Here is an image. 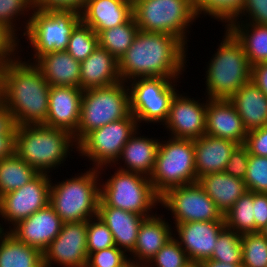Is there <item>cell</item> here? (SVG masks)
Instances as JSON below:
<instances>
[{
	"mask_svg": "<svg viewBox=\"0 0 267 267\" xmlns=\"http://www.w3.org/2000/svg\"><path fill=\"white\" fill-rule=\"evenodd\" d=\"M188 49L173 35L139 30L119 59L120 78L126 83L145 77L181 79L187 69Z\"/></svg>",
	"mask_w": 267,
	"mask_h": 267,
	"instance_id": "obj_1",
	"label": "cell"
},
{
	"mask_svg": "<svg viewBox=\"0 0 267 267\" xmlns=\"http://www.w3.org/2000/svg\"><path fill=\"white\" fill-rule=\"evenodd\" d=\"M24 60V61H23ZM21 56L4 65L0 99L19 125H39L47 120L49 91L40 68Z\"/></svg>",
	"mask_w": 267,
	"mask_h": 267,
	"instance_id": "obj_2",
	"label": "cell"
},
{
	"mask_svg": "<svg viewBox=\"0 0 267 267\" xmlns=\"http://www.w3.org/2000/svg\"><path fill=\"white\" fill-rule=\"evenodd\" d=\"M73 149L78 152V143L66 130L43 124L16 128L15 153L38 173L49 174L60 169L72 151L75 152Z\"/></svg>",
	"mask_w": 267,
	"mask_h": 267,
	"instance_id": "obj_3",
	"label": "cell"
},
{
	"mask_svg": "<svg viewBox=\"0 0 267 267\" xmlns=\"http://www.w3.org/2000/svg\"><path fill=\"white\" fill-rule=\"evenodd\" d=\"M218 48L206 65L205 93L209 99H230L251 80L252 66L241 43L225 28Z\"/></svg>",
	"mask_w": 267,
	"mask_h": 267,
	"instance_id": "obj_4",
	"label": "cell"
},
{
	"mask_svg": "<svg viewBox=\"0 0 267 267\" xmlns=\"http://www.w3.org/2000/svg\"><path fill=\"white\" fill-rule=\"evenodd\" d=\"M99 176L98 168L91 167L66 180H51L49 204L64 223L88 221L97 216L100 201Z\"/></svg>",
	"mask_w": 267,
	"mask_h": 267,
	"instance_id": "obj_5",
	"label": "cell"
},
{
	"mask_svg": "<svg viewBox=\"0 0 267 267\" xmlns=\"http://www.w3.org/2000/svg\"><path fill=\"white\" fill-rule=\"evenodd\" d=\"M132 15L139 30L173 35L187 48L189 29L198 19L193 0H134Z\"/></svg>",
	"mask_w": 267,
	"mask_h": 267,
	"instance_id": "obj_6",
	"label": "cell"
},
{
	"mask_svg": "<svg viewBox=\"0 0 267 267\" xmlns=\"http://www.w3.org/2000/svg\"><path fill=\"white\" fill-rule=\"evenodd\" d=\"M110 175L105 181L100 175L102 181L98 206L120 208L146 218L155 214L153 210L160 206V197L154 192L149 177L117 167L114 174Z\"/></svg>",
	"mask_w": 267,
	"mask_h": 267,
	"instance_id": "obj_7",
	"label": "cell"
},
{
	"mask_svg": "<svg viewBox=\"0 0 267 267\" xmlns=\"http://www.w3.org/2000/svg\"><path fill=\"white\" fill-rule=\"evenodd\" d=\"M154 192L161 197L168 190L198 181L193 139L160 140L155 167L149 177Z\"/></svg>",
	"mask_w": 267,
	"mask_h": 267,
	"instance_id": "obj_8",
	"label": "cell"
},
{
	"mask_svg": "<svg viewBox=\"0 0 267 267\" xmlns=\"http://www.w3.org/2000/svg\"><path fill=\"white\" fill-rule=\"evenodd\" d=\"M81 22L76 10L32 9L29 25L23 37L32 48L29 62L35 63L49 52L64 51L68 47L72 31ZM33 59V60H32Z\"/></svg>",
	"mask_w": 267,
	"mask_h": 267,
	"instance_id": "obj_9",
	"label": "cell"
},
{
	"mask_svg": "<svg viewBox=\"0 0 267 267\" xmlns=\"http://www.w3.org/2000/svg\"><path fill=\"white\" fill-rule=\"evenodd\" d=\"M129 113V89L126 82L85 90L74 138L79 143L92 130L125 118Z\"/></svg>",
	"mask_w": 267,
	"mask_h": 267,
	"instance_id": "obj_10",
	"label": "cell"
},
{
	"mask_svg": "<svg viewBox=\"0 0 267 267\" xmlns=\"http://www.w3.org/2000/svg\"><path fill=\"white\" fill-rule=\"evenodd\" d=\"M178 80V81H177ZM181 79L165 77L136 78L127 82L130 112L140 123L163 125L169 115L170 103Z\"/></svg>",
	"mask_w": 267,
	"mask_h": 267,
	"instance_id": "obj_11",
	"label": "cell"
},
{
	"mask_svg": "<svg viewBox=\"0 0 267 267\" xmlns=\"http://www.w3.org/2000/svg\"><path fill=\"white\" fill-rule=\"evenodd\" d=\"M141 127L130 112L125 118L108 123L89 132L78 143V156L88 159L93 168L113 165L122 148Z\"/></svg>",
	"mask_w": 267,
	"mask_h": 267,
	"instance_id": "obj_12",
	"label": "cell"
},
{
	"mask_svg": "<svg viewBox=\"0 0 267 267\" xmlns=\"http://www.w3.org/2000/svg\"><path fill=\"white\" fill-rule=\"evenodd\" d=\"M160 205L171 212L173 224L224 221L222 213L198 182L168 190L160 197Z\"/></svg>",
	"mask_w": 267,
	"mask_h": 267,
	"instance_id": "obj_13",
	"label": "cell"
},
{
	"mask_svg": "<svg viewBox=\"0 0 267 267\" xmlns=\"http://www.w3.org/2000/svg\"><path fill=\"white\" fill-rule=\"evenodd\" d=\"M52 174L39 173L29 183L0 197L1 222L9 224L5 229L0 223V231H9L18 222L46 207L50 200Z\"/></svg>",
	"mask_w": 267,
	"mask_h": 267,
	"instance_id": "obj_14",
	"label": "cell"
},
{
	"mask_svg": "<svg viewBox=\"0 0 267 267\" xmlns=\"http://www.w3.org/2000/svg\"><path fill=\"white\" fill-rule=\"evenodd\" d=\"M87 221L63 223L61 232L43 251L44 267H86Z\"/></svg>",
	"mask_w": 267,
	"mask_h": 267,
	"instance_id": "obj_15",
	"label": "cell"
},
{
	"mask_svg": "<svg viewBox=\"0 0 267 267\" xmlns=\"http://www.w3.org/2000/svg\"><path fill=\"white\" fill-rule=\"evenodd\" d=\"M178 90L170 103L169 115L163 127L169 131L170 137L198 139L206 132V110L208 98L195 99L186 92ZM200 101V102H199Z\"/></svg>",
	"mask_w": 267,
	"mask_h": 267,
	"instance_id": "obj_16",
	"label": "cell"
},
{
	"mask_svg": "<svg viewBox=\"0 0 267 267\" xmlns=\"http://www.w3.org/2000/svg\"><path fill=\"white\" fill-rule=\"evenodd\" d=\"M225 221H193L173 225V236L179 241L191 264L210 259Z\"/></svg>",
	"mask_w": 267,
	"mask_h": 267,
	"instance_id": "obj_17",
	"label": "cell"
},
{
	"mask_svg": "<svg viewBox=\"0 0 267 267\" xmlns=\"http://www.w3.org/2000/svg\"><path fill=\"white\" fill-rule=\"evenodd\" d=\"M63 223L54 208L48 204L18 222L8 232L18 241L43 252L61 232Z\"/></svg>",
	"mask_w": 267,
	"mask_h": 267,
	"instance_id": "obj_18",
	"label": "cell"
},
{
	"mask_svg": "<svg viewBox=\"0 0 267 267\" xmlns=\"http://www.w3.org/2000/svg\"><path fill=\"white\" fill-rule=\"evenodd\" d=\"M82 93L83 90L77 87L51 86L47 120L43 125L74 135L80 120Z\"/></svg>",
	"mask_w": 267,
	"mask_h": 267,
	"instance_id": "obj_19",
	"label": "cell"
},
{
	"mask_svg": "<svg viewBox=\"0 0 267 267\" xmlns=\"http://www.w3.org/2000/svg\"><path fill=\"white\" fill-rule=\"evenodd\" d=\"M206 132L213 137L245 144L248 131L229 99H209L206 110Z\"/></svg>",
	"mask_w": 267,
	"mask_h": 267,
	"instance_id": "obj_20",
	"label": "cell"
},
{
	"mask_svg": "<svg viewBox=\"0 0 267 267\" xmlns=\"http://www.w3.org/2000/svg\"><path fill=\"white\" fill-rule=\"evenodd\" d=\"M159 142L160 139L156 137L150 138L149 136L141 135L140 129L138 128L122 148V152L116 162L113 165L98 168L100 175L106 172L107 167L111 169V167H116L121 164L118 167L120 170L150 177L155 167Z\"/></svg>",
	"mask_w": 267,
	"mask_h": 267,
	"instance_id": "obj_21",
	"label": "cell"
},
{
	"mask_svg": "<svg viewBox=\"0 0 267 267\" xmlns=\"http://www.w3.org/2000/svg\"><path fill=\"white\" fill-rule=\"evenodd\" d=\"M163 216L155 212L142 221L134 249L129 254V259L135 264L145 266L173 236L172 221L169 224Z\"/></svg>",
	"mask_w": 267,
	"mask_h": 267,
	"instance_id": "obj_22",
	"label": "cell"
},
{
	"mask_svg": "<svg viewBox=\"0 0 267 267\" xmlns=\"http://www.w3.org/2000/svg\"><path fill=\"white\" fill-rule=\"evenodd\" d=\"M121 81L119 61L99 45L84 61L80 62V88L83 91Z\"/></svg>",
	"mask_w": 267,
	"mask_h": 267,
	"instance_id": "obj_23",
	"label": "cell"
},
{
	"mask_svg": "<svg viewBox=\"0 0 267 267\" xmlns=\"http://www.w3.org/2000/svg\"><path fill=\"white\" fill-rule=\"evenodd\" d=\"M81 21L98 35L102 30L125 23L132 16L129 0H88L82 9Z\"/></svg>",
	"mask_w": 267,
	"mask_h": 267,
	"instance_id": "obj_24",
	"label": "cell"
},
{
	"mask_svg": "<svg viewBox=\"0 0 267 267\" xmlns=\"http://www.w3.org/2000/svg\"><path fill=\"white\" fill-rule=\"evenodd\" d=\"M238 144L208 134L194 139L195 169L197 179L215 172H223L231 152Z\"/></svg>",
	"mask_w": 267,
	"mask_h": 267,
	"instance_id": "obj_25",
	"label": "cell"
},
{
	"mask_svg": "<svg viewBox=\"0 0 267 267\" xmlns=\"http://www.w3.org/2000/svg\"><path fill=\"white\" fill-rule=\"evenodd\" d=\"M97 216L111 231L115 246L129 255L134 249L139 227L146 217L111 206H98Z\"/></svg>",
	"mask_w": 267,
	"mask_h": 267,
	"instance_id": "obj_26",
	"label": "cell"
},
{
	"mask_svg": "<svg viewBox=\"0 0 267 267\" xmlns=\"http://www.w3.org/2000/svg\"><path fill=\"white\" fill-rule=\"evenodd\" d=\"M229 100L247 131L267 126V96L252 80L239 88Z\"/></svg>",
	"mask_w": 267,
	"mask_h": 267,
	"instance_id": "obj_27",
	"label": "cell"
},
{
	"mask_svg": "<svg viewBox=\"0 0 267 267\" xmlns=\"http://www.w3.org/2000/svg\"><path fill=\"white\" fill-rule=\"evenodd\" d=\"M197 182L223 216L237 199L248 191L243 179L233 177L224 171L204 175Z\"/></svg>",
	"mask_w": 267,
	"mask_h": 267,
	"instance_id": "obj_28",
	"label": "cell"
},
{
	"mask_svg": "<svg viewBox=\"0 0 267 267\" xmlns=\"http://www.w3.org/2000/svg\"><path fill=\"white\" fill-rule=\"evenodd\" d=\"M35 64L50 86L80 88V62L66 50L49 52L41 56Z\"/></svg>",
	"mask_w": 267,
	"mask_h": 267,
	"instance_id": "obj_29",
	"label": "cell"
},
{
	"mask_svg": "<svg viewBox=\"0 0 267 267\" xmlns=\"http://www.w3.org/2000/svg\"><path fill=\"white\" fill-rule=\"evenodd\" d=\"M227 29L243 46L251 66L267 62V25L232 22Z\"/></svg>",
	"mask_w": 267,
	"mask_h": 267,
	"instance_id": "obj_30",
	"label": "cell"
},
{
	"mask_svg": "<svg viewBox=\"0 0 267 267\" xmlns=\"http://www.w3.org/2000/svg\"><path fill=\"white\" fill-rule=\"evenodd\" d=\"M0 267H44L43 252L0 231Z\"/></svg>",
	"mask_w": 267,
	"mask_h": 267,
	"instance_id": "obj_31",
	"label": "cell"
},
{
	"mask_svg": "<svg viewBox=\"0 0 267 267\" xmlns=\"http://www.w3.org/2000/svg\"><path fill=\"white\" fill-rule=\"evenodd\" d=\"M39 173L16 153L0 160V197L29 183Z\"/></svg>",
	"mask_w": 267,
	"mask_h": 267,
	"instance_id": "obj_32",
	"label": "cell"
},
{
	"mask_svg": "<svg viewBox=\"0 0 267 267\" xmlns=\"http://www.w3.org/2000/svg\"><path fill=\"white\" fill-rule=\"evenodd\" d=\"M138 31L139 27L132 15L125 23L102 30L98 34L99 46L119 61L133 43Z\"/></svg>",
	"mask_w": 267,
	"mask_h": 267,
	"instance_id": "obj_33",
	"label": "cell"
},
{
	"mask_svg": "<svg viewBox=\"0 0 267 267\" xmlns=\"http://www.w3.org/2000/svg\"><path fill=\"white\" fill-rule=\"evenodd\" d=\"M197 18L208 17L227 28L241 13L245 0H193Z\"/></svg>",
	"mask_w": 267,
	"mask_h": 267,
	"instance_id": "obj_34",
	"label": "cell"
},
{
	"mask_svg": "<svg viewBox=\"0 0 267 267\" xmlns=\"http://www.w3.org/2000/svg\"><path fill=\"white\" fill-rule=\"evenodd\" d=\"M223 217L226 228L241 235L244 233H255L253 192L247 191L239 197Z\"/></svg>",
	"mask_w": 267,
	"mask_h": 267,
	"instance_id": "obj_35",
	"label": "cell"
},
{
	"mask_svg": "<svg viewBox=\"0 0 267 267\" xmlns=\"http://www.w3.org/2000/svg\"><path fill=\"white\" fill-rule=\"evenodd\" d=\"M32 9L31 0H0V22L8 26L18 37H23L29 25ZM21 17H24L23 22L20 20ZM19 31L22 33H18Z\"/></svg>",
	"mask_w": 267,
	"mask_h": 267,
	"instance_id": "obj_36",
	"label": "cell"
},
{
	"mask_svg": "<svg viewBox=\"0 0 267 267\" xmlns=\"http://www.w3.org/2000/svg\"><path fill=\"white\" fill-rule=\"evenodd\" d=\"M210 259L230 264H242L241 234L225 227L218 236Z\"/></svg>",
	"mask_w": 267,
	"mask_h": 267,
	"instance_id": "obj_37",
	"label": "cell"
},
{
	"mask_svg": "<svg viewBox=\"0 0 267 267\" xmlns=\"http://www.w3.org/2000/svg\"><path fill=\"white\" fill-rule=\"evenodd\" d=\"M98 45V35L81 21L72 31L66 51L75 60L82 62Z\"/></svg>",
	"mask_w": 267,
	"mask_h": 267,
	"instance_id": "obj_38",
	"label": "cell"
},
{
	"mask_svg": "<svg viewBox=\"0 0 267 267\" xmlns=\"http://www.w3.org/2000/svg\"><path fill=\"white\" fill-rule=\"evenodd\" d=\"M242 266L267 267V239L260 233L241 235Z\"/></svg>",
	"mask_w": 267,
	"mask_h": 267,
	"instance_id": "obj_39",
	"label": "cell"
},
{
	"mask_svg": "<svg viewBox=\"0 0 267 267\" xmlns=\"http://www.w3.org/2000/svg\"><path fill=\"white\" fill-rule=\"evenodd\" d=\"M190 265L191 262L184 249L172 236L144 267H189Z\"/></svg>",
	"mask_w": 267,
	"mask_h": 267,
	"instance_id": "obj_40",
	"label": "cell"
},
{
	"mask_svg": "<svg viewBox=\"0 0 267 267\" xmlns=\"http://www.w3.org/2000/svg\"><path fill=\"white\" fill-rule=\"evenodd\" d=\"M115 246L113 235L107 225L98 217L87 221L88 255Z\"/></svg>",
	"mask_w": 267,
	"mask_h": 267,
	"instance_id": "obj_41",
	"label": "cell"
},
{
	"mask_svg": "<svg viewBox=\"0 0 267 267\" xmlns=\"http://www.w3.org/2000/svg\"><path fill=\"white\" fill-rule=\"evenodd\" d=\"M244 182L250 192L267 193V157L249 154Z\"/></svg>",
	"mask_w": 267,
	"mask_h": 267,
	"instance_id": "obj_42",
	"label": "cell"
},
{
	"mask_svg": "<svg viewBox=\"0 0 267 267\" xmlns=\"http://www.w3.org/2000/svg\"><path fill=\"white\" fill-rule=\"evenodd\" d=\"M129 255L117 246L90 253L86 267H122L129 261Z\"/></svg>",
	"mask_w": 267,
	"mask_h": 267,
	"instance_id": "obj_43",
	"label": "cell"
},
{
	"mask_svg": "<svg viewBox=\"0 0 267 267\" xmlns=\"http://www.w3.org/2000/svg\"><path fill=\"white\" fill-rule=\"evenodd\" d=\"M18 38L8 26L0 22V60L4 64L10 63L22 55L19 52H23L24 48L19 45L21 40Z\"/></svg>",
	"mask_w": 267,
	"mask_h": 267,
	"instance_id": "obj_44",
	"label": "cell"
},
{
	"mask_svg": "<svg viewBox=\"0 0 267 267\" xmlns=\"http://www.w3.org/2000/svg\"><path fill=\"white\" fill-rule=\"evenodd\" d=\"M233 22L267 25V0H245L240 15Z\"/></svg>",
	"mask_w": 267,
	"mask_h": 267,
	"instance_id": "obj_45",
	"label": "cell"
},
{
	"mask_svg": "<svg viewBox=\"0 0 267 267\" xmlns=\"http://www.w3.org/2000/svg\"><path fill=\"white\" fill-rule=\"evenodd\" d=\"M249 158V150L245 144L237 145L231 152L229 161L227 162L224 172L233 177L244 180L247 172Z\"/></svg>",
	"mask_w": 267,
	"mask_h": 267,
	"instance_id": "obj_46",
	"label": "cell"
},
{
	"mask_svg": "<svg viewBox=\"0 0 267 267\" xmlns=\"http://www.w3.org/2000/svg\"><path fill=\"white\" fill-rule=\"evenodd\" d=\"M37 10H76L81 12L88 0H31Z\"/></svg>",
	"mask_w": 267,
	"mask_h": 267,
	"instance_id": "obj_47",
	"label": "cell"
},
{
	"mask_svg": "<svg viewBox=\"0 0 267 267\" xmlns=\"http://www.w3.org/2000/svg\"><path fill=\"white\" fill-rule=\"evenodd\" d=\"M245 145L249 154L267 157V126L248 131Z\"/></svg>",
	"mask_w": 267,
	"mask_h": 267,
	"instance_id": "obj_48",
	"label": "cell"
},
{
	"mask_svg": "<svg viewBox=\"0 0 267 267\" xmlns=\"http://www.w3.org/2000/svg\"><path fill=\"white\" fill-rule=\"evenodd\" d=\"M253 211L255 233H258L267 225V193L253 192Z\"/></svg>",
	"mask_w": 267,
	"mask_h": 267,
	"instance_id": "obj_49",
	"label": "cell"
},
{
	"mask_svg": "<svg viewBox=\"0 0 267 267\" xmlns=\"http://www.w3.org/2000/svg\"><path fill=\"white\" fill-rule=\"evenodd\" d=\"M14 116L0 99V134H16Z\"/></svg>",
	"mask_w": 267,
	"mask_h": 267,
	"instance_id": "obj_50",
	"label": "cell"
},
{
	"mask_svg": "<svg viewBox=\"0 0 267 267\" xmlns=\"http://www.w3.org/2000/svg\"><path fill=\"white\" fill-rule=\"evenodd\" d=\"M251 80L267 96V62L252 66Z\"/></svg>",
	"mask_w": 267,
	"mask_h": 267,
	"instance_id": "obj_51",
	"label": "cell"
},
{
	"mask_svg": "<svg viewBox=\"0 0 267 267\" xmlns=\"http://www.w3.org/2000/svg\"><path fill=\"white\" fill-rule=\"evenodd\" d=\"M16 134H0V160L15 153Z\"/></svg>",
	"mask_w": 267,
	"mask_h": 267,
	"instance_id": "obj_52",
	"label": "cell"
},
{
	"mask_svg": "<svg viewBox=\"0 0 267 267\" xmlns=\"http://www.w3.org/2000/svg\"><path fill=\"white\" fill-rule=\"evenodd\" d=\"M200 267H243L242 264H230L225 262H220L213 259H207L203 261L200 265Z\"/></svg>",
	"mask_w": 267,
	"mask_h": 267,
	"instance_id": "obj_53",
	"label": "cell"
},
{
	"mask_svg": "<svg viewBox=\"0 0 267 267\" xmlns=\"http://www.w3.org/2000/svg\"><path fill=\"white\" fill-rule=\"evenodd\" d=\"M122 267H144L142 265L135 264L133 261L129 260L124 266Z\"/></svg>",
	"mask_w": 267,
	"mask_h": 267,
	"instance_id": "obj_54",
	"label": "cell"
},
{
	"mask_svg": "<svg viewBox=\"0 0 267 267\" xmlns=\"http://www.w3.org/2000/svg\"><path fill=\"white\" fill-rule=\"evenodd\" d=\"M4 65L5 64L0 60V92H1L2 72H3Z\"/></svg>",
	"mask_w": 267,
	"mask_h": 267,
	"instance_id": "obj_55",
	"label": "cell"
},
{
	"mask_svg": "<svg viewBox=\"0 0 267 267\" xmlns=\"http://www.w3.org/2000/svg\"><path fill=\"white\" fill-rule=\"evenodd\" d=\"M267 239V225L259 231Z\"/></svg>",
	"mask_w": 267,
	"mask_h": 267,
	"instance_id": "obj_56",
	"label": "cell"
},
{
	"mask_svg": "<svg viewBox=\"0 0 267 267\" xmlns=\"http://www.w3.org/2000/svg\"><path fill=\"white\" fill-rule=\"evenodd\" d=\"M189 267H200L198 264H191Z\"/></svg>",
	"mask_w": 267,
	"mask_h": 267,
	"instance_id": "obj_57",
	"label": "cell"
}]
</instances>
